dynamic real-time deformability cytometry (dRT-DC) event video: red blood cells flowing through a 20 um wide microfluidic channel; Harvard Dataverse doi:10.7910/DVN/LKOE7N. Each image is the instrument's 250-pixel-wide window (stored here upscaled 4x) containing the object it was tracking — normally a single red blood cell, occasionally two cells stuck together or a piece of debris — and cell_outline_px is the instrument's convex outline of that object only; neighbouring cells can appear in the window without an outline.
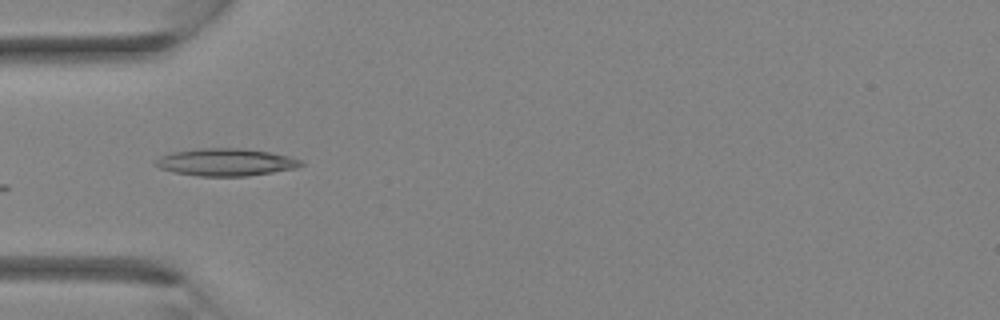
{"species": "Egyptian fruit bat (a non-hibernating species)", "species_latin": "Rousettus aegyptiacus", "temperature_condition": "room temperature", "stored_images_in_passage": 25, "camera_frame_rate_fps": 3000, "um_per_image_px": 0.085, "animal": {"sex": "female"}, "frame": {"image": 1, "passage_image": 1, "time_ms": 0.0, "image_size_px": [1000, 320], "cell_outline_px": [[304, 164], [296, 168], [248, 176], [196, 176], [172, 172], [160, 168], [152, 164], [160, 156], [172, 152], [196, 148], [244, 148], [272, 152], [288, 156], [300, 160]], "centroid_in_image_um": [19.16, 13.78], "position_along_channel_um": 65.8, "area_um2": 23.41}}
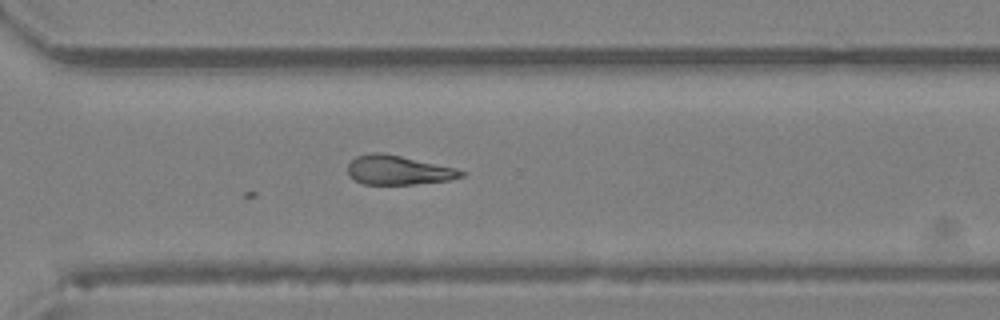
{"frame": {"image": 2, "passage_image": 15, "time_ms": 4.667, "image_size_px": [1000, 320], "cell_outline_px": [[468, 172], [464, 176], [452, 180], [416, 184], [364, 184], [348, 176], [348, 164], [356, 156], [372, 152], [380, 152], [400, 156], [456, 168]], "centroid_in_image_um": [33.88, 14.47], "position_along_channel_um": 336.7, "area_um2": 19.36}}
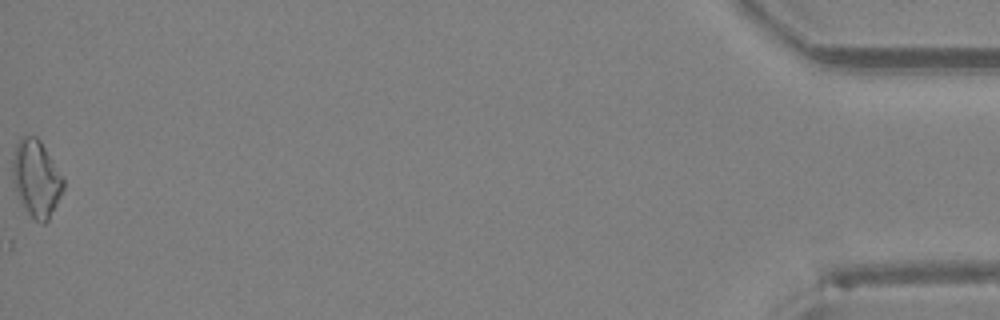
{"frame": {"image": 3, "passage_image": 25, "time_ms": 8.0, "image_size_px": [1000, 320], "cell_outline_px": [[64, 188], [48, 220], [44, 224], [40, 224], [20, 204], [12, 180], [12, 160], [16, 144], [20, 136], [36, 136], [40, 140], [64, 176]], "centroid_in_image_um": [3.08, 15.15], "position_along_channel_um": 432.1, "area_um2": 22.95}}